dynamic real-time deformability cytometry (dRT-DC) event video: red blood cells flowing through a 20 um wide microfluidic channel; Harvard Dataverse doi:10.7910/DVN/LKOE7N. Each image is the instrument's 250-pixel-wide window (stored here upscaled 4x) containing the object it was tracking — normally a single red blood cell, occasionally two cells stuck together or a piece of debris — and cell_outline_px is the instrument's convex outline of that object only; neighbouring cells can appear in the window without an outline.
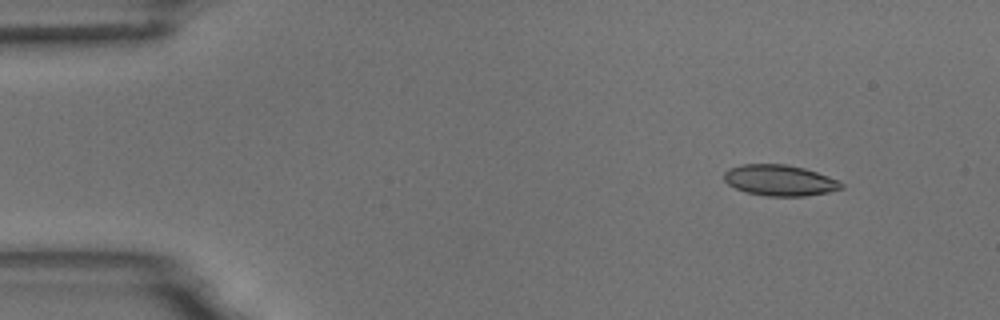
{"species": "common noctule bat (a hibernating species)", "species_latin": "Nyctalus noctula", "temperature_condition": "room temperature", "stored_images_in_passage": 5, "camera_frame_rate_fps": 3000, "um_per_image_px": 0.085, "animal": {"sex": "male", "body_mass_g": 18.8}, "frame": {"image": 1, "passage_image": 2, "time_ms": 1.333, "image_size_px": [1000, 320], "cell_outline_px": [[844, 188], [828, 192], [804, 196], [764, 196], [748, 192], [736, 188], [728, 184], [724, 180], [724, 172], [740, 164], [784, 164], [804, 168], [840, 180], [844, 184]], "centroid_in_image_um": [66.3, 15.33], "position_along_channel_um": 18.7, "area_um2": 21.1}}
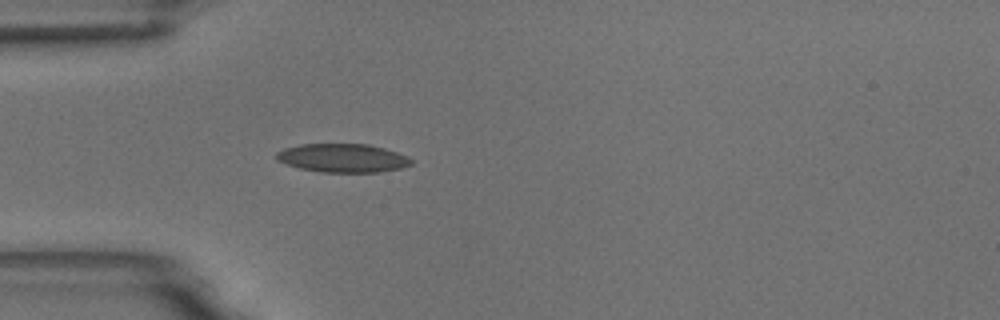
{"frame": {"image": 2, "passage_image": 5, "time_ms": 4.667, "image_size_px": [1000, 320], "cell_outline_px": [[412, 164], [400, 168], [380, 172], [320, 172], [300, 168], [276, 160], [276, 152], [284, 148], [300, 144], [368, 144], [384, 148], [408, 156], [412, 160]], "centroid_in_image_um": [29.13, 13.43], "position_along_channel_um": 55.9, "area_um2": 22.43}}